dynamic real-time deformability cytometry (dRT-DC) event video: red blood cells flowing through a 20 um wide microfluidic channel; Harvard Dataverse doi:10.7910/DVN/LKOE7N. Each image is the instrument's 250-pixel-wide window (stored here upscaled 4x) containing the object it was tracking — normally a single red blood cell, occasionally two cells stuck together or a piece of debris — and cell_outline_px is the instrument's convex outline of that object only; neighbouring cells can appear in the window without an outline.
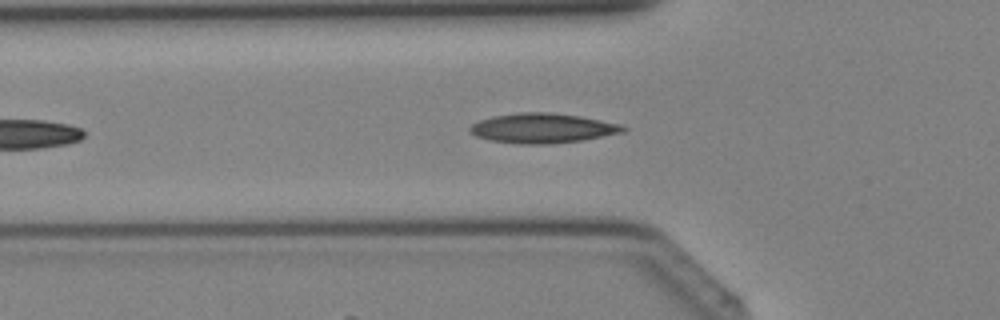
{"species": "Egyptian fruit bat (a non-hibernating species)", "species_latin": "Rousettus aegyptiacus", "temperature_condition": "cold", "stored_images_in_passage": 28, "camera_frame_rate_fps": 3000, "um_per_image_px": 0.085, "animal": {"sex": "female"}, "frame": {"image": 1, "passage_image": 6, "time_ms": 1.667, "image_size_px": [1000, 320], "cell_outline_px": [[628, 128], [624, 132], [580, 140], [548, 144], [520, 144], [488, 140], [476, 136], [468, 132], [468, 128], [472, 124], [480, 120], [492, 116], [520, 112], [548, 112], [580, 116], [624, 124]], "centroid_in_image_um": [46.1, 10.89], "position_along_channel_um": 79.7, "area_um2": 26.7}}
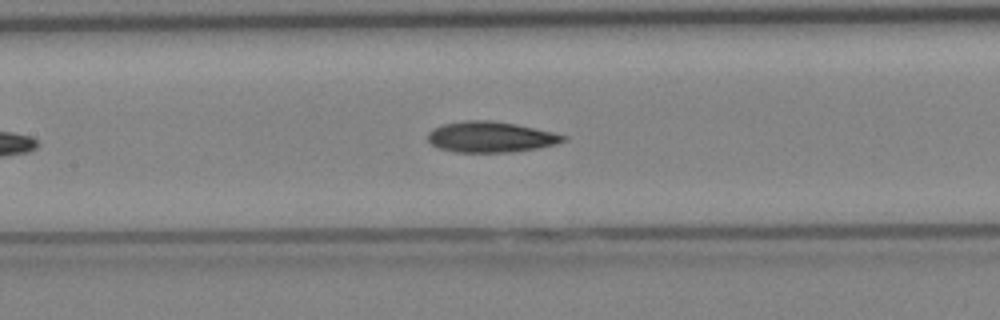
{"frame": {"image": 2, "passage_image": 11, "time_ms": 3.333, "image_size_px": [1000, 320], "cell_outline_px": [[568, 140], [556, 144], [536, 148], [512, 152], [456, 152], [436, 148], [428, 140], [428, 132], [432, 128], [444, 124], [464, 120], [492, 120], [516, 124], [536, 128], [568, 136]], "centroid_in_image_um": [41.7, 11.64], "position_along_channel_um": 165.7, "area_um2": 24.45}}
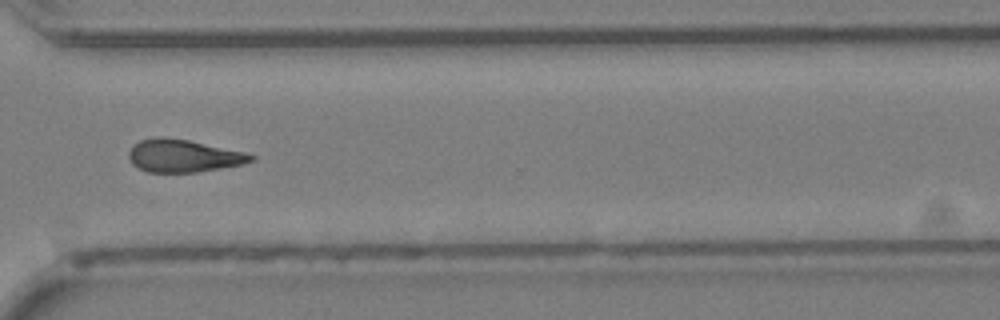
{"frame": {"image": 3, "passage_image": 22, "time_ms": 7.0, "image_size_px": [1000, 320], "cell_outline_px": [[256, 160], [244, 164], [196, 172], [148, 172], [132, 164], [128, 156], [128, 152], [140, 140], [160, 136], [188, 140], [244, 152], [256, 156]], "centroid_in_image_um": [15.6, 13.25], "position_along_channel_um": 355.0, "area_um2": 23.06}}